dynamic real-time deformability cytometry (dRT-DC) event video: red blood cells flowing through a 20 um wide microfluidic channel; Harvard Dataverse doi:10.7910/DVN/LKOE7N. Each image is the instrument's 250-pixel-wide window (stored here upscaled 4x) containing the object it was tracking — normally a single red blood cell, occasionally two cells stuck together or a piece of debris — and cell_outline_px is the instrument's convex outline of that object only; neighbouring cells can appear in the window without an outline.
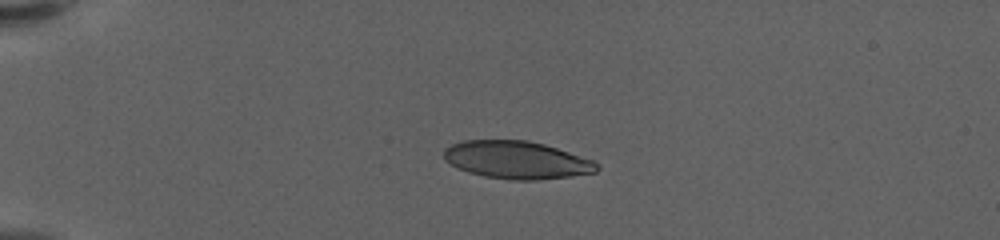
{"species": "human", "species_latin": "Homo sapiens", "temperature_condition": "warm", "stored_images_in_passage": 9, "camera_frame_rate_fps": 3000, "um_per_image_px": 0.085, "donor": {"sex": "female"}, "frame": {"image": 1, "passage_image": 6, "time_ms": 1.667, "image_size_px": [1000, 240], "cell_outline_px": [[600, 168], [596, 172], [572, 176], [536, 180], [512, 180], [484, 176], [468, 172], [456, 168], [444, 160], [444, 148], [452, 144], [464, 140], [528, 140], [544, 144], [592, 160], [600, 164]], "centroid_in_image_um": [43.9, 13.6], "position_along_channel_um": 41.1, "area_um2": 33.7}}
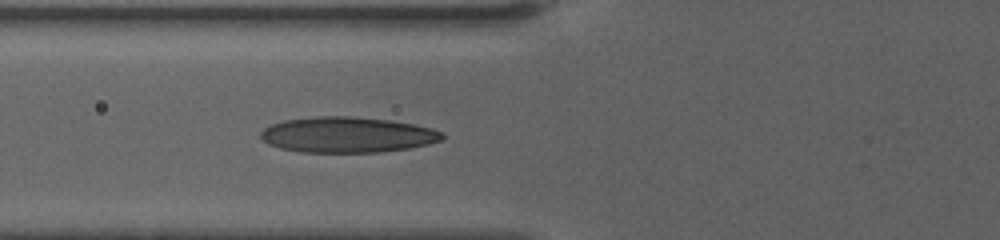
{"frame": {"image": 2, "passage_image": 9, "time_ms": 2.667, "image_size_px": [1000, 240], "cell_outline_px": [[444, 136], [440, 140], [428, 144], [408, 148], [380, 152], [300, 152], [280, 148], [268, 144], [260, 136], [260, 132], [264, 128], [272, 124], [284, 120], [316, 116], [352, 116], [388, 120], [412, 124], [432, 128], [440, 132]], "centroid_in_image_um": [29.48, 11.45], "position_along_channel_um": 96.3, "area_um2": 37.51}}